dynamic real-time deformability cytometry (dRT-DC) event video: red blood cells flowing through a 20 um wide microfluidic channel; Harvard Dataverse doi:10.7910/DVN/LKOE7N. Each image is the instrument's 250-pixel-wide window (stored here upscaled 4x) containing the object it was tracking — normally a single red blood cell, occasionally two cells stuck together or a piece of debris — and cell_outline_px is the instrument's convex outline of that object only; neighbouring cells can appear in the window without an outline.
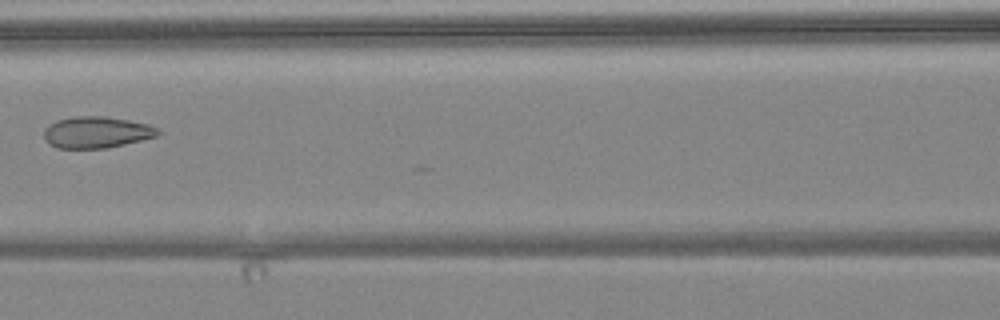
{"species": "common noctule bat (a hibernating species)", "species_latin": "Nyctalus noctula", "temperature_condition": "warm", "stored_images_in_passage": 7, "camera_frame_rate_fps": 3000, "um_per_image_px": 0.085, "animal": {"sex": "female", "body_mass_g": 24.6, "forearm_length_mm": 56.2}, "frame": {"image": 1, "passage_image": 6, "time_ms": 6.667, "image_size_px": [1000, 320], "cell_outline_px": [[160, 132], [156, 136], [108, 148], [56, 148], [48, 144], [44, 136], [44, 128], [48, 124], [56, 120], [76, 116], [104, 116], [128, 120], [148, 124], [160, 128]], "centroid_in_image_um": [8.18, 11.24], "position_along_channel_um": 158.4, "area_um2": 20.98}}